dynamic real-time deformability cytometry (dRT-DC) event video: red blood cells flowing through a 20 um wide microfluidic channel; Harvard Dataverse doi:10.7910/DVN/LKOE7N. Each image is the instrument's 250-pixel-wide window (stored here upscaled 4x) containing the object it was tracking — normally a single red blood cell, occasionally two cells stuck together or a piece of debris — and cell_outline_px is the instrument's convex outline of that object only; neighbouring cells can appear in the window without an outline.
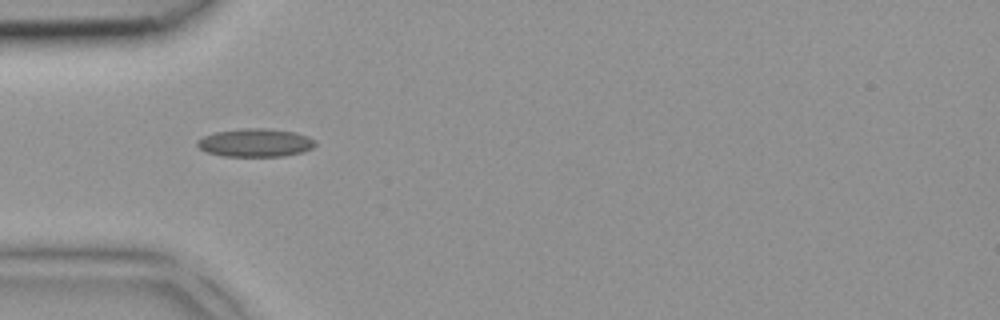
{"species": "common noctule bat (a hibernating species)", "species_latin": "Nyctalus noctula", "temperature_condition": "room temperature", "stored_images_in_passage": 6, "camera_frame_rate_fps": 3000, "um_per_image_px": 0.085, "animal": {"sex": "female", "body_mass_g": 18.4}, "frame": {"image": 1, "passage_image": 4, "time_ms": 1.0, "image_size_px": [1000, 320], "cell_outline_px": [[316, 144], [312, 148], [300, 152], [284, 156], [220, 156], [204, 152], [196, 144], [196, 140], [204, 136], [216, 132], [244, 128], [268, 128], [296, 132], [308, 136], [316, 140]], "centroid_in_image_um": [21.69, 12.13], "position_along_channel_um": 63.3, "area_um2": 19.54}}